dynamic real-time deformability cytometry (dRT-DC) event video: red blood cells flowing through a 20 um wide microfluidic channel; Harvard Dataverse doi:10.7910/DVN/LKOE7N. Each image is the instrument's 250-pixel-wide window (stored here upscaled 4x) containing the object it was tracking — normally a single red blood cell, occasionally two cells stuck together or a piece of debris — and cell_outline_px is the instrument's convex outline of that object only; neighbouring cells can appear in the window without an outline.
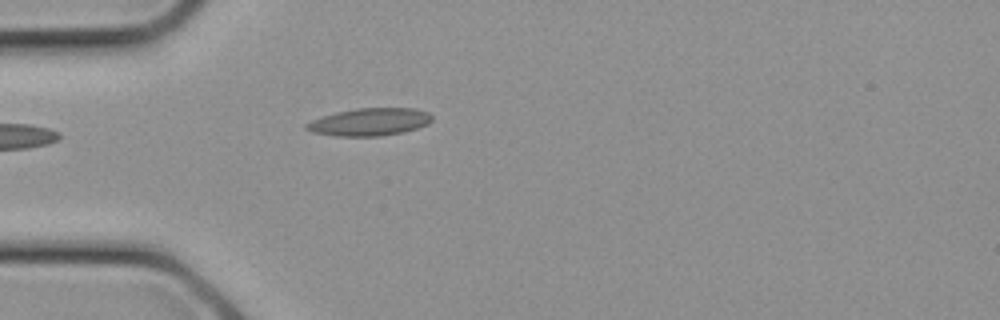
{"species": "common noctule bat (a hibernating species)", "species_latin": "Nyctalus noctula", "temperature_condition": "cold", "stored_images_in_passage": 3, "camera_frame_rate_fps": 3000, "um_per_image_px": 0.085, "animal": {"sex": "female", "body_mass_g": 21.9}, "frame": {"image": 1, "passage_image": 1, "time_ms": 0.0, "image_size_px": [1000, 320], "cell_outline_px": [[432, 120], [428, 124], [404, 132], [380, 136], [336, 136], [312, 132], [304, 128], [304, 124], [312, 120], [336, 112], [356, 108], [412, 108], [428, 112], [432, 116]], "centroid_in_image_um": [31.41, 10.36], "position_along_channel_um": 53.6, "area_um2": 20.17}}
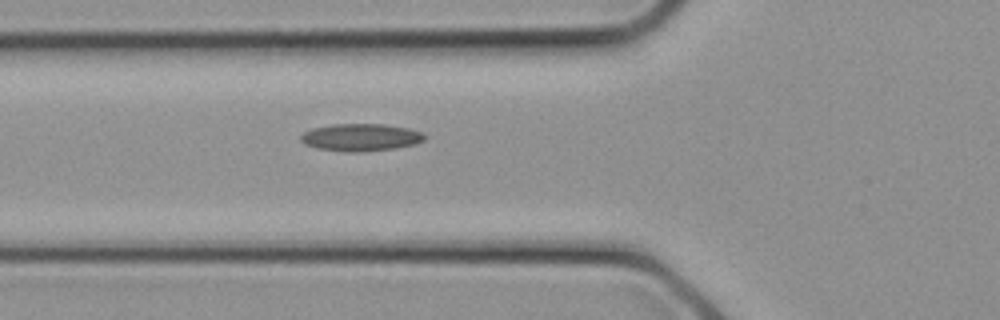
{"frame": {"image": 2, "passage_image": 3, "time_ms": 0.667, "image_size_px": [1000, 320], "cell_outline_px": [[424, 140], [416, 144], [392, 148], [364, 152], [344, 152], [316, 148], [304, 144], [300, 140], [300, 136], [304, 132], [312, 128], [332, 124], [384, 124], [408, 128], [420, 132], [424, 136]], "centroid_in_image_um": [30.61, 11.68], "position_along_channel_um": 95.2, "area_um2": 19.77}}